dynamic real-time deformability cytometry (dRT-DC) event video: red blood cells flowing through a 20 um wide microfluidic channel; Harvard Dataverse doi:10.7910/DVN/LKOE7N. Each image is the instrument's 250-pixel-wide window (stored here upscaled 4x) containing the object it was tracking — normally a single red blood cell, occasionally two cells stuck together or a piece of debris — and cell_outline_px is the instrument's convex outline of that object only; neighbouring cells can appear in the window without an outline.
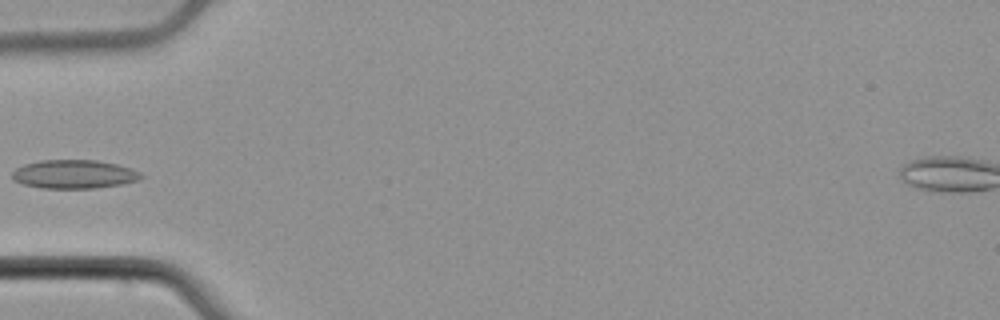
{"species": "common noctule bat (a hibernating species)", "species_latin": "Nyctalus noctula", "temperature_condition": "cold", "stored_images_in_passage": 8, "camera_frame_rate_fps": 3000, "um_per_image_px": 0.085, "animal": {"sex": "male", "body_mass_g": 21.5, "forearm_length_mm": 52.0}, "frame": {"image": 1, "passage_image": 7, "time_ms": 2.0, "image_size_px": [1000, 320], "cell_outline_px": [[144, 176], [136, 180], [120, 184], [92, 188], [40, 188], [24, 184], [12, 180], [12, 172], [16, 168], [24, 164], [40, 160], [96, 160], [116, 164], [132, 168], [140, 172]], "centroid_in_image_um": [6.26, 14.8], "position_along_channel_um": 78.7, "area_um2": 21.44}}
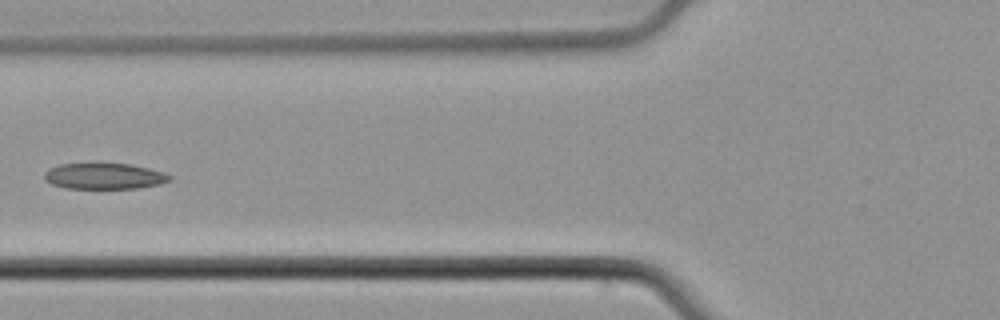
{"frame": {"image": 2, "passage_image": 8, "time_ms": 2.333, "image_size_px": [1000, 320], "cell_outline_px": [[172, 180], [160, 184], [136, 188], [64, 188], [52, 184], [44, 180], [44, 172], [48, 168], [60, 164], [92, 160], [104, 160], [132, 164], [164, 172], [172, 176]], "centroid_in_image_um": [8.82, 14.9], "position_along_channel_um": 117.0, "area_um2": 20.17}}